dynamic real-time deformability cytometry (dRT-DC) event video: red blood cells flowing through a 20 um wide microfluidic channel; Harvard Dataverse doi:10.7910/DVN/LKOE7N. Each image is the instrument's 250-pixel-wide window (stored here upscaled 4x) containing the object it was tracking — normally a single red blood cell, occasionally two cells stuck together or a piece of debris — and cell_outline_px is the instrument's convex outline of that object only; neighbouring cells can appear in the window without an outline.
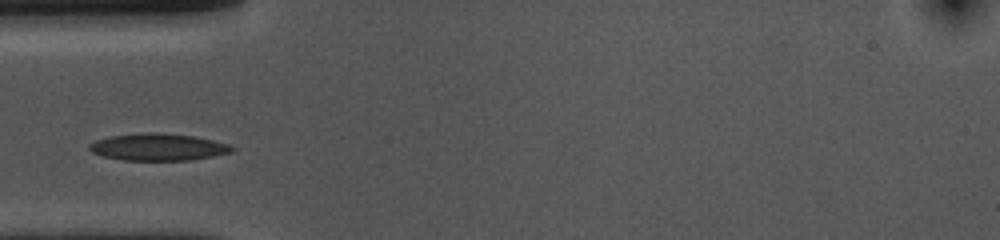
{"species": "common noctule bat (a hibernating species)", "species_latin": "Nyctalus noctula", "temperature_condition": "cold", "stored_images_in_passage": 28, "camera_frame_rate_fps": 3000, "um_per_image_px": 0.085, "animal": {"sex": "female", "body_mass_g": 10.0, "forearm_length_mm": 53.1}, "frame": {"image": 1, "passage_image": 1, "time_ms": 0.0, "image_size_px": [1000, 240], "cell_outline_px": [[236, 148], [232, 152], [192, 160], [124, 160], [104, 156], [92, 152], [88, 148], [88, 144], [96, 140], [108, 136], [152, 132], [196, 136], [228, 144]], "centroid_in_image_um": [13.44, 12.5], "position_along_channel_um": 71.6, "area_um2": 22.37}}
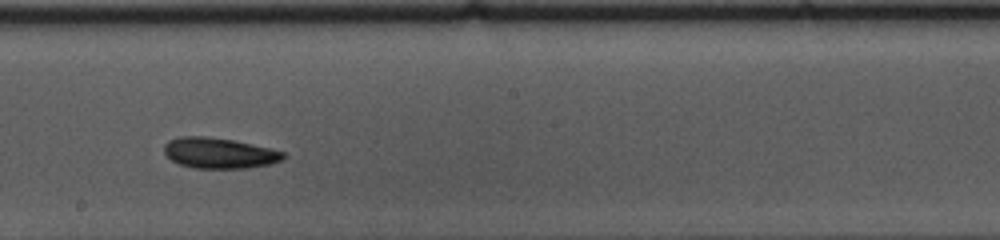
{"frame": {"image": 2, "passage_image": 14, "time_ms": 4.333, "image_size_px": [1000, 240], "cell_outline_px": [[288, 156], [284, 160], [268, 164], [248, 168], [192, 168], [180, 164], [172, 160], [164, 152], [164, 144], [168, 140], [180, 136], [204, 136], [236, 140], [284, 152]], "centroid_in_image_um": [18.64, 13.0], "position_along_channel_um": 229.6, "area_um2": 21.39}}
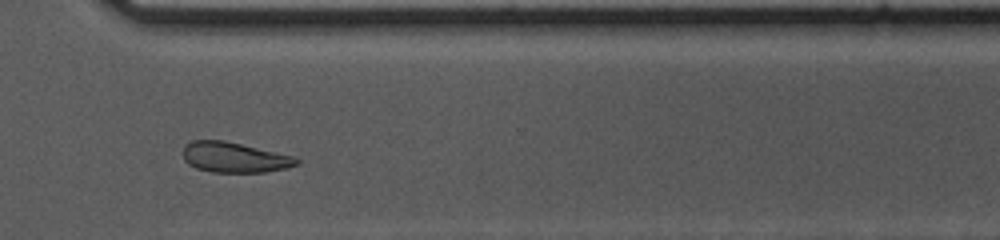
{"frame": {"image": 3, "passage_image": 24, "time_ms": 7.667, "image_size_px": [1000, 240], "cell_outline_px": [[300, 164], [288, 168], [264, 172], [212, 172], [196, 168], [188, 164], [184, 160], [184, 144], [192, 140], [224, 140], [296, 156], [300, 160]], "centroid_in_image_um": [19.96, 13.37], "position_along_channel_um": 350.6, "area_um2": 20.29}}